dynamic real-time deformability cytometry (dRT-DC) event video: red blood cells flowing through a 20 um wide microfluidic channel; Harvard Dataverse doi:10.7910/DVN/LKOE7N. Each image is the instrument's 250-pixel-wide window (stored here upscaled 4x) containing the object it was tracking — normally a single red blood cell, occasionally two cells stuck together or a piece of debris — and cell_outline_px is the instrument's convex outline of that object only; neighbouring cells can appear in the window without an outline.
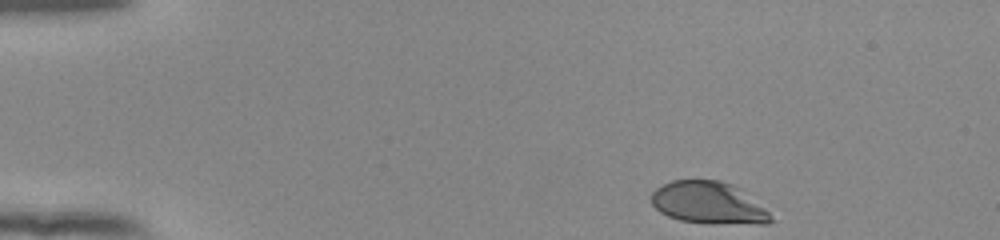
{"species": "human", "species_latin": "Homo sapiens", "temperature_condition": "room temperature", "stored_images_in_passage": 41, "camera_frame_rate_fps": 3000, "um_per_image_px": 0.085, "donor": {"sex": "female"}, "frame": {"image": 1, "passage_image": 1, "time_ms": 0.0, "image_size_px": [1000, 240], "cell_outline_px": [[772, 220], [768, 224], [716, 224], [680, 220], [668, 216], [660, 212], [652, 204], [648, 196], [656, 188], [672, 180], [720, 180], [732, 184], [740, 188], [764, 208], [768, 212]], "centroid_in_image_um": [60.19, 17.25], "position_along_channel_um": 24.8, "area_um2": 29.42}}
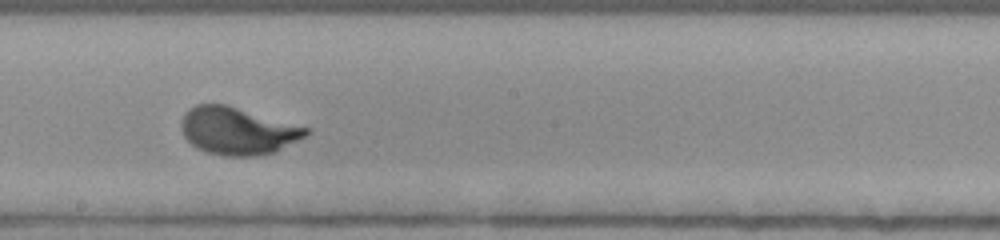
{"frame": {"image": 2, "passage_image": 24, "time_ms": 7.667, "image_size_px": [1000, 240], "cell_outline_px": [[312, 132], [308, 136], [276, 152], [256, 156], [224, 156], [208, 152], [196, 148], [184, 136], [180, 124], [184, 112], [188, 108], [196, 104], [228, 104], [308, 128]], "centroid_in_image_um": [20.21, 11.12], "position_along_channel_um": 228.0, "area_um2": 34.8}}
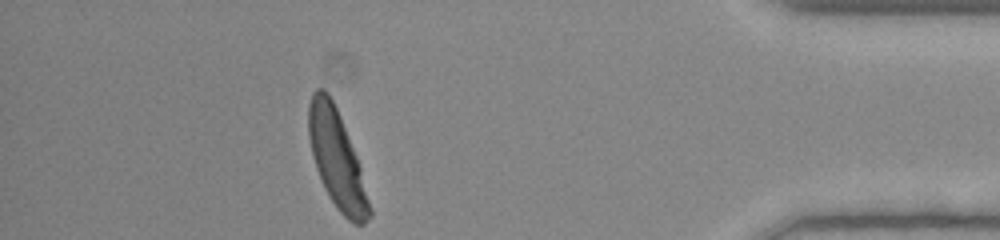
{"frame": {"image": 3, "passage_image": 41, "time_ms": 13.333, "image_size_px": [1000, 240], "cell_outline_px": [[372, 216], [364, 224], [352, 224], [336, 208], [328, 196], [324, 188], [316, 168], [312, 156], [308, 136], [308, 104], [312, 92], [316, 88], [324, 88], [328, 92], [340, 116], [360, 164], [372, 208]], "centroid_in_image_um": [28.63, 13.55], "position_along_channel_um": 406.6, "area_um2": 35.03}, "authors_computed_cell_mechanics": {"area_um2": 33.0038, "velocity_mm_per_s": 3.8893, "shape_relaxation_time_tau1_ms": 1.837, "shape_relaxation_time_tau2_ms": null, "deformation_change_tau1": 0.1496, "deformation_change_tau2": null}}